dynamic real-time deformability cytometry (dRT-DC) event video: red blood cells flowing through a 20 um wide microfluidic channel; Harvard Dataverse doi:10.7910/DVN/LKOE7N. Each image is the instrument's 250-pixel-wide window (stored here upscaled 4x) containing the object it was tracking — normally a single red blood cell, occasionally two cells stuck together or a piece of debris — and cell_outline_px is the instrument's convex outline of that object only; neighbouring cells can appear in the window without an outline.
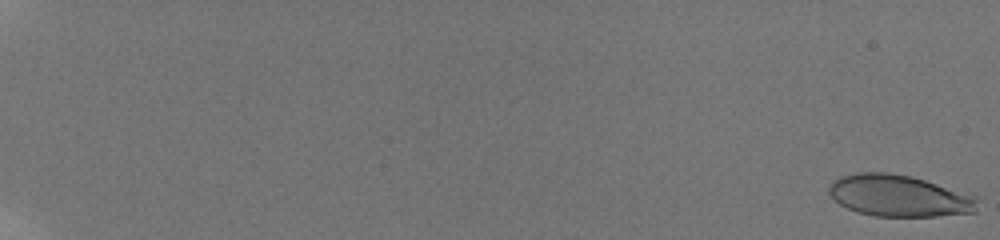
{"species": "human", "species_latin": "Homo sapiens", "temperature_condition": "room temperature", "stored_images_in_passage": 41, "camera_frame_rate_fps": 3000, "um_per_image_px": 0.085, "donor": {"sex": "male"}, "frame": {"image": 1, "passage_image": 1, "time_ms": 0.0, "image_size_px": [1000, 240], "cell_outline_px": [[976, 212], [936, 216], [872, 216], [856, 212], [840, 204], [828, 192], [828, 184], [832, 180], [840, 176], [856, 172], [888, 172], [912, 176], [976, 196]], "centroid_in_image_um": [76.36, 16.63], "position_along_channel_um": 8.6, "area_um2": 36.07}}
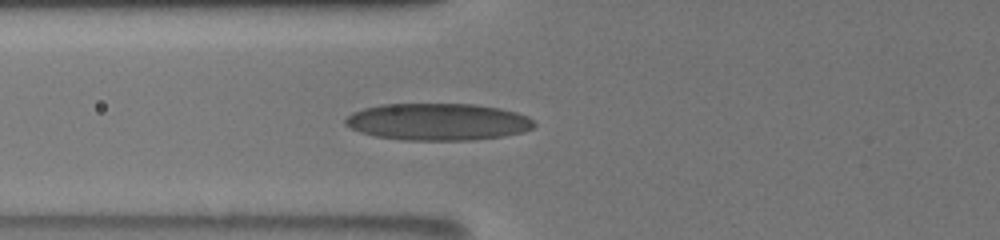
{"frame": {"image": 2, "passage_image": 24, "time_ms": 8.667, "image_size_px": [1000, 240], "cell_outline_px": [[536, 124], [532, 128], [524, 132], [504, 136], [472, 140], [404, 140], [376, 136], [360, 132], [344, 124], [344, 120], [352, 112], [364, 108], [380, 104], [476, 104], [500, 108], [516, 112], [528, 116]], "centroid_in_image_um": [37.23, 10.35], "position_along_channel_um": 88.6, "area_um2": 40.86}}
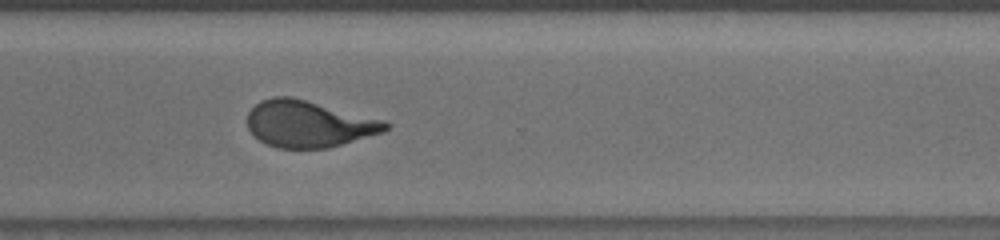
{"frame": {"image": 3, "passage_image": 32, "time_ms": 15.333, "image_size_px": [1000, 240], "cell_outline_px": [[392, 128], [384, 132], [328, 148], [276, 148], [260, 140], [248, 128], [248, 112], [260, 100], [272, 96], [292, 96], [384, 120], [392, 124]], "centroid_in_image_um": [26.27, 10.52], "position_along_channel_um": 344.3, "area_um2": 37.63}, "authors_computed_cell_mechanics": {"area_um2": 36.703, "velocity_mm_per_s": 3.8413, "shape_relaxation_time_tau1_ms": 5.7644, "shape_relaxation_time_tau2_ms": 0.9676, "deformation_change_tau1": 0.2207, "deformation_change_tau2": 0.0958}}